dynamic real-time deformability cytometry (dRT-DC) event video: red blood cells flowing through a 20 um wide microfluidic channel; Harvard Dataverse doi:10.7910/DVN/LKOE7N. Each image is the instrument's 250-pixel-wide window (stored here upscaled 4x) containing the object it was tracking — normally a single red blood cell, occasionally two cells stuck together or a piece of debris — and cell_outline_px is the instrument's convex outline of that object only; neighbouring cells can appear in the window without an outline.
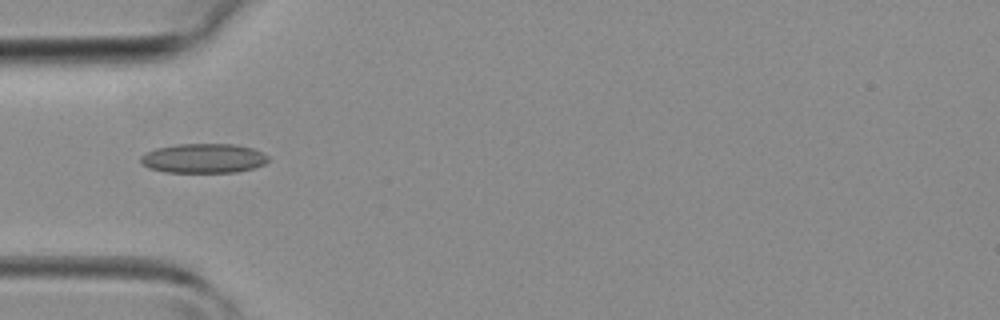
{"species": "common noctule bat (a hibernating species)", "species_latin": "Nyctalus noctula", "temperature_condition": "room temperature", "stored_images_in_passage": 24, "camera_frame_rate_fps": 3000, "um_per_image_px": 0.085, "animal": {"sex": "female", "body_mass_g": 19.3, "forearm_length_mm": 54.1}, "frame": {"image": 1, "passage_image": 1, "time_ms": 0.0, "image_size_px": [1000, 320], "cell_outline_px": [[268, 160], [264, 164], [252, 168], [236, 172], [164, 172], [148, 168], [140, 160], [140, 156], [156, 148], [176, 144], [232, 144], [252, 148], [268, 156]], "centroid_in_image_um": [17.28, 13.46], "position_along_channel_um": 67.7, "area_um2": 21.73}}
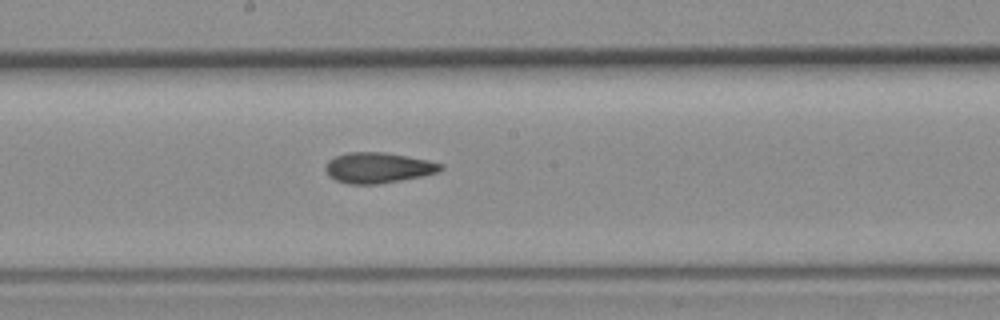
{"frame": {"image": 2, "passage_image": 10, "time_ms": 3.0, "image_size_px": [1000, 320], "cell_outline_px": [[444, 168], [436, 172], [424, 176], [380, 184], [348, 184], [336, 180], [328, 176], [324, 168], [328, 160], [336, 156], [348, 152], [384, 152], [428, 160], [444, 164]], "centroid_in_image_um": [32.13, 14.26], "position_along_channel_um": 216.1, "area_um2": 20.63}}
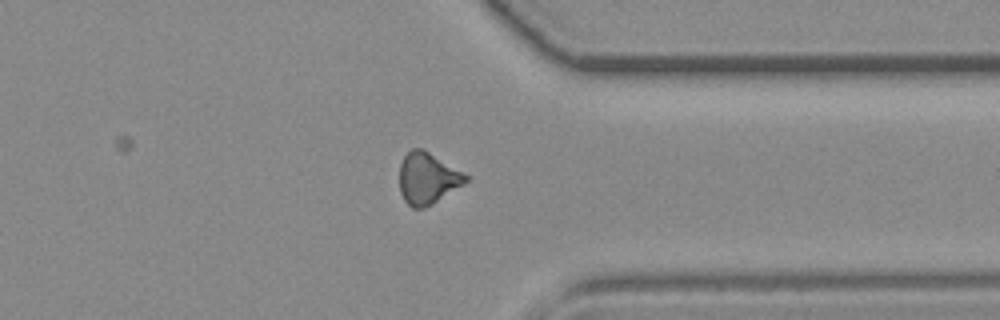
{"frame": {"image": 3, "passage_image": 20, "time_ms": 6.333, "image_size_px": [1000, 320], "cell_outline_px": [[472, 176], [464, 184], [432, 204], [424, 208], [412, 208], [404, 200], [400, 192], [400, 164], [404, 156], [412, 148], [420, 148], [428, 152]], "centroid_in_image_um": [36.36, 15.16], "position_along_channel_um": 375.0, "area_um2": 19.88}}